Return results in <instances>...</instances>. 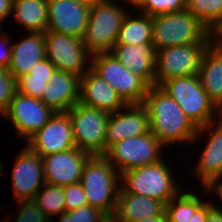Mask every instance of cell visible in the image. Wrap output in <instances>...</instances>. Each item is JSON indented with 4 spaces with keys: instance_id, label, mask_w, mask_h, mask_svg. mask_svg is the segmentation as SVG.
Listing matches in <instances>:
<instances>
[{
    "instance_id": "obj_30",
    "label": "cell",
    "mask_w": 222,
    "mask_h": 222,
    "mask_svg": "<svg viewBox=\"0 0 222 222\" xmlns=\"http://www.w3.org/2000/svg\"><path fill=\"white\" fill-rule=\"evenodd\" d=\"M137 9L151 17L186 9V0H145Z\"/></svg>"
},
{
    "instance_id": "obj_18",
    "label": "cell",
    "mask_w": 222,
    "mask_h": 222,
    "mask_svg": "<svg viewBox=\"0 0 222 222\" xmlns=\"http://www.w3.org/2000/svg\"><path fill=\"white\" fill-rule=\"evenodd\" d=\"M219 123L213 122L198 128L195 141L201 133L210 132L205 147L199 157L198 165L195 167L196 176L202 181L203 188H209L214 182L222 178V116ZM213 125V126H212ZM215 126L214 129H211ZM211 127V128H210Z\"/></svg>"
},
{
    "instance_id": "obj_20",
    "label": "cell",
    "mask_w": 222,
    "mask_h": 222,
    "mask_svg": "<svg viewBox=\"0 0 222 222\" xmlns=\"http://www.w3.org/2000/svg\"><path fill=\"white\" fill-rule=\"evenodd\" d=\"M79 102L109 114L121 110L126 105L117 91L91 68L81 76Z\"/></svg>"
},
{
    "instance_id": "obj_37",
    "label": "cell",
    "mask_w": 222,
    "mask_h": 222,
    "mask_svg": "<svg viewBox=\"0 0 222 222\" xmlns=\"http://www.w3.org/2000/svg\"><path fill=\"white\" fill-rule=\"evenodd\" d=\"M1 31L2 30H0V68L8 69L12 57L11 39L7 35V32L5 33Z\"/></svg>"
},
{
    "instance_id": "obj_5",
    "label": "cell",
    "mask_w": 222,
    "mask_h": 222,
    "mask_svg": "<svg viewBox=\"0 0 222 222\" xmlns=\"http://www.w3.org/2000/svg\"><path fill=\"white\" fill-rule=\"evenodd\" d=\"M160 88L179 104L185 115L197 128L213 122L217 115L218 119L222 116V112L204 91L198 74L170 79Z\"/></svg>"
},
{
    "instance_id": "obj_43",
    "label": "cell",
    "mask_w": 222,
    "mask_h": 222,
    "mask_svg": "<svg viewBox=\"0 0 222 222\" xmlns=\"http://www.w3.org/2000/svg\"><path fill=\"white\" fill-rule=\"evenodd\" d=\"M212 41H222V23L212 32Z\"/></svg>"
},
{
    "instance_id": "obj_1",
    "label": "cell",
    "mask_w": 222,
    "mask_h": 222,
    "mask_svg": "<svg viewBox=\"0 0 222 222\" xmlns=\"http://www.w3.org/2000/svg\"><path fill=\"white\" fill-rule=\"evenodd\" d=\"M148 112L150 132L166 147L195 143L198 128L179 104L159 86H150L142 103Z\"/></svg>"
},
{
    "instance_id": "obj_10",
    "label": "cell",
    "mask_w": 222,
    "mask_h": 222,
    "mask_svg": "<svg viewBox=\"0 0 222 222\" xmlns=\"http://www.w3.org/2000/svg\"><path fill=\"white\" fill-rule=\"evenodd\" d=\"M210 43H193L162 48L156 52L155 86L198 74L203 52Z\"/></svg>"
},
{
    "instance_id": "obj_14",
    "label": "cell",
    "mask_w": 222,
    "mask_h": 222,
    "mask_svg": "<svg viewBox=\"0 0 222 222\" xmlns=\"http://www.w3.org/2000/svg\"><path fill=\"white\" fill-rule=\"evenodd\" d=\"M93 155L76 147L42 157L45 183L60 187L79 183Z\"/></svg>"
},
{
    "instance_id": "obj_26",
    "label": "cell",
    "mask_w": 222,
    "mask_h": 222,
    "mask_svg": "<svg viewBox=\"0 0 222 222\" xmlns=\"http://www.w3.org/2000/svg\"><path fill=\"white\" fill-rule=\"evenodd\" d=\"M116 44H152V17L128 12L120 27Z\"/></svg>"
},
{
    "instance_id": "obj_25",
    "label": "cell",
    "mask_w": 222,
    "mask_h": 222,
    "mask_svg": "<svg viewBox=\"0 0 222 222\" xmlns=\"http://www.w3.org/2000/svg\"><path fill=\"white\" fill-rule=\"evenodd\" d=\"M15 20L33 33H45L48 23V0H13Z\"/></svg>"
},
{
    "instance_id": "obj_48",
    "label": "cell",
    "mask_w": 222,
    "mask_h": 222,
    "mask_svg": "<svg viewBox=\"0 0 222 222\" xmlns=\"http://www.w3.org/2000/svg\"><path fill=\"white\" fill-rule=\"evenodd\" d=\"M218 47L222 48V41H213Z\"/></svg>"
},
{
    "instance_id": "obj_21",
    "label": "cell",
    "mask_w": 222,
    "mask_h": 222,
    "mask_svg": "<svg viewBox=\"0 0 222 222\" xmlns=\"http://www.w3.org/2000/svg\"><path fill=\"white\" fill-rule=\"evenodd\" d=\"M156 52L153 44H115L111 54L149 86H155Z\"/></svg>"
},
{
    "instance_id": "obj_7",
    "label": "cell",
    "mask_w": 222,
    "mask_h": 222,
    "mask_svg": "<svg viewBox=\"0 0 222 222\" xmlns=\"http://www.w3.org/2000/svg\"><path fill=\"white\" fill-rule=\"evenodd\" d=\"M90 63V68L110 84L126 104L143 103L150 86L128 70L113 54L93 55Z\"/></svg>"
},
{
    "instance_id": "obj_39",
    "label": "cell",
    "mask_w": 222,
    "mask_h": 222,
    "mask_svg": "<svg viewBox=\"0 0 222 222\" xmlns=\"http://www.w3.org/2000/svg\"><path fill=\"white\" fill-rule=\"evenodd\" d=\"M13 0H0V25L12 14Z\"/></svg>"
},
{
    "instance_id": "obj_49",
    "label": "cell",
    "mask_w": 222,
    "mask_h": 222,
    "mask_svg": "<svg viewBox=\"0 0 222 222\" xmlns=\"http://www.w3.org/2000/svg\"><path fill=\"white\" fill-rule=\"evenodd\" d=\"M3 169H4V166L2 165V162H0V173L1 172L3 173Z\"/></svg>"
},
{
    "instance_id": "obj_19",
    "label": "cell",
    "mask_w": 222,
    "mask_h": 222,
    "mask_svg": "<svg viewBox=\"0 0 222 222\" xmlns=\"http://www.w3.org/2000/svg\"><path fill=\"white\" fill-rule=\"evenodd\" d=\"M81 76L56 70L42 92L41 101L54 112H67L80 100Z\"/></svg>"
},
{
    "instance_id": "obj_15",
    "label": "cell",
    "mask_w": 222,
    "mask_h": 222,
    "mask_svg": "<svg viewBox=\"0 0 222 222\" xmlns=\"http://www.w3.org/2000/svg\"><path fill=\"white\" fill-rule=\"evenodd\" d=\"M12 172V189L19 201H32L45 184L42 157L27 146L16 156Z\"/></svg>"
},
{
    "instance_id": "obj_47",
    "label": "cell",
    "mask_w": 222,
    "mask_h": 222,
    "mask_svg": "<svg viewBox=\"0 0 222 222\" xmlns=\"http://www.w3.org/2000/svg\"><path fill=\"white\" fill-rule=\"evenodd\" d=\"M98 222H116L114 215H105L100 221Z\"/></svg>"
},
{
    "instance_id": "obj_17",
    "label": "cell",
    "mask_w": 222,
    "mask_h": 222,
    "mask_svg": "<svg viewBox=\"0 0 222 222\" xmlns=\"http://www.w3.org/2000/svg\"><path fill=\"white\" fill-rule=\"evenodd\" d=\"M90 6L77 0H48L46 31L83 37L89 21Z\"/></svg>"
},
{
    "instance_id": "obj_38",
    "label": "cell",
    "mask_w": 222,
    "mask_h": 222,
    "mask_svg": "<svg viewBox=\"0 0 222 222\" xmlns=\"http://www.w3.org/2000/svg\"><path fill=\"white\" fill-rule=\"evenodd\" d=\"M213 206V202L205 200V202L195 211L189 222H206L208 212Z\"/></svg>"
},
{
    "instance_id": "obj_2",
    "label": "cell",
    "mask_w": 222,
    "mask_h": 222,
    "mask_svg": "<svg viewBox=\"0 0 222 222\" xmlns=\"http://www.w3.org/2000/svg\"><path fill=\"white\" fill-rule=\"evenodd\" d=\"M211 42L212 33L187 9L152 17V44L156 51L179 45Z\"/></svg>"
},
{
    "instance_id": "obj_45",
    "label": "cell",
    "mask_w": 222,
    "mask_h": 222,
    "mask_svg": "<svg viewBox=\"0 0 222 222\" xmlns=\"http://www.w3.org/2000/svg\"><path fill=\"white\" fill-rule=\"evenodd\" d=\"M125 1V0H124ZM145 0H126L125 3H130L133 8H137L144 2Z\"/></svg>"
},
{
    "instance_id": "obj_13",
    "label": "cell",
    "mask_w": 222,
    "mask_h": 222,
    "mask_svg": "<svg viewBox=\"0 0 222 222\" xmlns=\"http://www.w3.org/2000/svg\"><path fill=\"white\" fill-rule=\"evenodd\" d=\"M26 141V146L41 157L76 147L69 113L55 112L49 121Z\"/></svg>"
},
{
    "instance_id": "obj_36",
    "label": "cell",
    "mask_w": 222,
    "mask_h": 222,
    "mask_svg": "<svg viewBox=\"0 0 222 222\" xmlns=\"http://www.w3.org/2000/svg\"><path fill=\"white\" fill-rule=\"evenodd\" d=\"M56 71V68L45 57L29 72L30 79L46 80L49 83L50 77Z\"/></svg>"
},
{
    "instance_id": "obj_41",
    "label": "cell",
    "mask_w": 222,
    "mask_h": 222,
    "mask_svg": "<svg viewBox=\"0 0 222 222\" xmlns=\"http://www.w3.org/2000/svg\"><path fill=\"white\" fill-rule=\"evenodd\" d=\"M205 190L204 191H207L208 194L211 193V191L215 190V192H217L216 194L219 196V198H221L222 200V180H219L214 182L209 188H204Z\"/></svg>"
},
{
    "instance_id": "obj_6",
    "label": "cell",
    "mask_w": 222,
    "mask_h": 222,
    "mask_svg": "<svg viewBox=\"0 0 222 222\" xmlns=\"http://www.w3.org/2000/svg\"><path fill=\"white\" fill-rule=\"evenodd\" d=\"M164 161L166 160L161 159L157 163L121 173L120 187L126 193L144 195L166 205L182 191L174 181L173 171Z\"/></svg>"
},
{
    "instance_id": "obj_33",
    "label": "cell",
    "mask_w": 222,
    "mask_h": 222,
    "mask_svg": "<svg viewBox=\"0 0 222 222\" xmlns=\"http://www.w3.org/2000/svg\"><path fill=\"white\" fill-rule=\"evenodd\" d=\"M66 212L88 205L86 193L81 183L63 187Z\"/></svg>"
},
{
    "instance_id": "obj_44",
    "label": "cell",
    "mask_w": 222,
    "mask_h": 222,
    "mask_svg": "<svg viewBox=\"0 0 222 222\" xmlns=\"http://www.w3.org/2000/svg\"><path fill=\"white\" fill-rule=\"evenodd\" d=\"M57 222H75V219L68 212H64Z\"/></svg>"
},
{
    "instance_id": "obj_27",
    "label": "cell",
    "mask_w": 222,
    "mask_h": 222,
    "mask_svg": "<svg viewBox=\"0 0 222 222\" xmlns=\"http://www.w3.org/2000/svg\"><path fill=\"white\" fill-rule=\"evenodd\" d=\"M196 193L180 192L165 205L168 222H189L195 211L204 203Z\"/></svg>"
},
{
    "instance_id": "obj_22",
    "label": "cell",
    "mask_w": 222,
    "mask_h": 222,
    "mask_svg": "<svg viewBox=\"0 0 222 222\" xmlns=\"http://www.w3.org/2000/svg\"><path fill=\"white\" fill-rule=\"evenodd\" d=\"M46 57L44 33L29 32L22 41L12 44V57L8 71L17 80L29 74Z\"/></svg>"
},
{
    "instance_id": "obj_12",
    "label": "cell",
    "mask_w": 222,
    "mask_h": 222,
    "mask_svg": "<svg viewBox=\"0 0 222 222\" xmlns=\"http://www.w3.org/2000/svg\"><path fill=\"white\" fill-rule=\"evenodd\" d=\"M54 113L41 99L16 91L3 116L13 123L18 136L28 140L49 121Z\"/></svg>"
},
{
    "instance_id": "obj_16",
    "label": "cell",
    "mask_w": 222,
    "mask_h": 222,
    "mask_svg": "<svg viewBox=\"0 0 222 222\" xmlns=\"http://www.w3.org/2000/svg\"><path fill=\"white\" fill-rule=\"evenodd\" d=\"M149 132L150 120L146 107L142 103L126 104L124 108L111 113L109 116L105 138V153L113 144L121 140Z\"/></svg>"
},
{
    "instance_id": "obj_24",
    "label": "cell",
    "mask_w": 222,
    "mask_h": 222,
    "mask_svg": "<svg viewBox=\"0 0 222 222\" xmlns=\"http://www.w3.org/2000/svg\"><path fill=\"white\" fill-rule=\"evenodd\" d=\"M198 76L209 99L222 112V48L213 41L203 52Z\"/></svg>"
},
{
    "instance_id": "obj_40",
    "label": "cell",
    "mask_w": 222,
    "mask_h": 222,
    "mask_svg": "<svg viewBox=\"0 0 222 222\" xmlns=\"http://www.w3.org/2000/svg\"><path fill=\"white\" fill-rule=\"evenodd\" d=\"M206 222H222V209L214 205L208 212Z\"/></svg>"
},
{
    "instance_id": "obj_11",
    "label": "cell",
    "mask_w": 222,
    "mask_h": 222,
    "mask_svg": "<svg viewBox=\"0 0 222 222\" xmlns=\"http://www.w3.org/2000/svg\"><path fill=\"white\" fill-rule=\"evenodd\" d=\"M44 40L46 58L56 70L82 76L90 68L91 55L81 38L46 31ZM87 59L89 60L88 63H86ZM87 64H89V67L86 66Z\"/></svg>"
},
{
    "instance_id": "obj_29",
    "label": "cell",
    "mask_w": 222,
    "mask_h": 222,
    "mask_svg": "<svg viewBox=\"0 0 222 222\" xmlns=\"http://www.w3.org/2000/svg\"><path fill=\"white\" fill-rule=\"evenodd\" d=\"M33 201L52 221L51 216L66 212L63 187L45 183Z\"/></svg>"
},
{
    "instance_id": "obj_4",
    "label": "cell",
    "mask_w": 222,
    "mask_h": 222,
    "mask_svg": "<svg viewBox=\"0 0 222 222\" xmlns=\"http://www.w3.org/2000/svg\"><path fill=\"white\" fill-rule=\"evenodd\" d=\"M116 0H104L90 7L89 21L82 37L83 43L91 56L111 53L125 16Z\"/></svg>"
},
{
    "instance_id": "obj_23",
    "label": "cell",
    "mask_w": 222,
    "mask_h": 222,
    "mask_svg": "<svg viewBox=\"0 0 222 222\" xmlns=\"http://www.w3.org/2000/svg\"><path fill=\"white\" fill-rule=\"evenodd\" d=\"M151 216H166L165 205L144 195L126 193L120 187L114 214L116 222H138Z\"/></svg>"
},
{
    "instance_id": "obj_35",
    "label": "cell",
    "mask_w": 222,
    "mask_h": 222,
    "mask_svg": "<svg viewBox=\"0 0 222 222\" xmlns=\"http://www.w3.org/2000/svg\"><path fill=\"white\" fill-rule=\"evenodd\" d=\"M68 213L75 219V222H98L105 216L103 212L90 205L81 206Z\"/></svg>"
},
{
    "instance_id": "obj_28",
    "label": "cell",
    "mask_w": 222,
    "mask_h": 222,
    "mask_svg": "<svg viewBox=\"0 0 222 222\" xmlns=\"http://www.w3.org/2000/svg\"><path fill=\"white\" fill-rule=\"evenodd\" d=\"M186 9L211 33L222 23V0H186Z\"/></svg>"
},
{
    "instance_id": "obj_3",
    "label": "cell",
    "mask_w": 222,
    "mask_h": 222,
    "mask_svg": "<svg viewBox=\"0 0 222 222\" xmlns=\"http://www.w3.org/2000/svg\"><path fill=\"white\" fill-rule=\"evenodd\" d=\"M120 181L121 174L103 155H93L84 167L80 183L86 193L88 205L105 215H114Z\"/></svg>"
},
{
    "instance_id": "obj_31",
    "label": "cell",
    "mask_w": 222,
    "mask_h": 222,
    "mask_svg": "<svg viewBox=\"0 0 222 222\" xmlns=\"http://www.w3.org/2000/svg\"><path fill=\"white\" fill-rule=\"evenodd\" d=\"M17 91L16 79L8 69L0 68V115H4Z\"/></svg>"
},
{
    "instance_id": "obj_8",
    "label": "cell",
    "mask_w": 222,
    "mask_h": 222,
    "mask_svg": "<svg viewBox=\"0 0 222 222\" xmlns=\"http://www.w3.org/2000/svg\"><path fill=\"white\" fill-rule=\"evenodd\" d=\"M165 146L149 132L113 144L103 155L121 174L128 170L157 163L163 159Z\"/></svg>"
},
{
    "instance_id": "obj_32",
    "label": "cell",
    "mask_w": 222,
    "mask_h": 222,
    "mask_svg": "<svg viewBox=\"0 0 222 222\" xmlns=\"http://www.w3.org/2000/svg\"><path fill=\"white\" fill-rule=\"evenodd\" d=\"M18 204L20 212L14 222H53L33 200L19 201Z\"/></svg>"
},
{
    "instance_id": "obj_34",
    "label": "cell",
    "mask_w": 222,
    "mask_h": 222,
    "mask_svg": "<svg viewBox=\"0 0 222 222\" xmlns=\"http://www.w3.org/2000/svg\"><path fill=\"white\" fill-rule=\"evenodd\" d=\"M46 85V80L30 79L29 74L16 80L17 92L37 99H41Z\"/></svg>"
},
{
    "instance_id": "obj_9",
    "label": "cell",
    "mask_w": 222,
    "mask_h": 222,
    "mask_svg": "<svg viewBox=\"0 0 222 222\" xmlns=\"http://www.w3.org/2000/svg\"><path fill=\"white\" fill-rule=\"evenodd\" d=\"M76 148L92 155L105 154V138L110 114L77 102L70 110Z\"/></svg>"
},
{
    "instance_id": "obj_42",
    "label": "cell",
    "mask_w": 222,
    "mask_h": 222,
    "mask_svg": "<svg viewBox=\"0 0 222 222\" xmlns=\"http://www.w3.org/2000/svg\"><path fill=\"white\" fill-rule=\"evenodd\" d=\"M138 222H168L167 216H151L143 218Z\"/></svg>"
},
{
    "instance_id": "obj_46",
    "label": "cell",
    "mask_w": 222,
    "mask_h": 222,
    "mask_svg": "<svg viewBox=\"0 0 222 222\" xmlns=\"http://www.w3.org/2000/svg\"><path fill=\"white\" fill-rule=\"evenodd\" d=\"M77 1H79L81 3H84V4L91 7V6H94L95 4H97L99 2L104 1V0H77Z\"/></svg>"
}]
</instances>
